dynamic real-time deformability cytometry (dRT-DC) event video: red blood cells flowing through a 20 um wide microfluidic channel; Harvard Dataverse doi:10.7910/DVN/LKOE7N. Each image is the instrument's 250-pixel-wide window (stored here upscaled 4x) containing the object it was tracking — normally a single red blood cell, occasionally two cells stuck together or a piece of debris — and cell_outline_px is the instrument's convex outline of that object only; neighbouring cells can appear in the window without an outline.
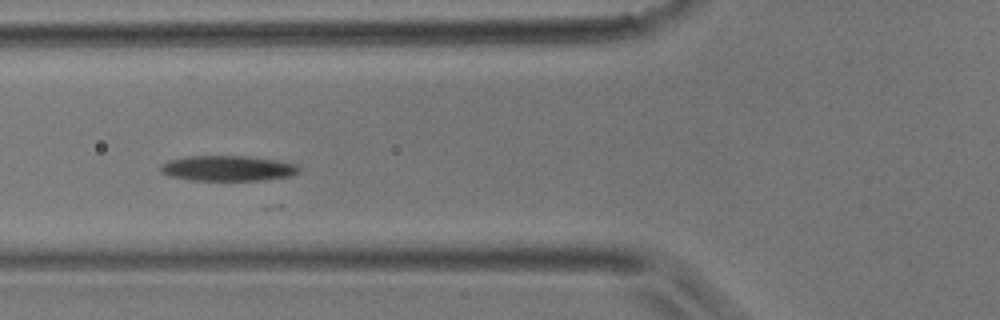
{"species": "common noctule bat (a hibernating species)", "species_latin": "Nyctalus noctula", "temperature_condition": "room temperature", "stored_images_in_passage": 5, "camera_frame_rate_fps": 3000, "um_per_image_px": 0.085, "animal": {"sex": "male", "body_mass_g": 17.9}, "frame": {"image": 1, "passage_image": 5, "time_ms": 1.333, "image_size_px": [1000, 320], "cell_outline_px": [[300, 172], [292, 176], [256, 180], [188, 180], [168, 176], [160, 172], [160, 164], [168, 160], [188, 156], [248, 156], [276, 160], [296, 164], [300, 168]], "centroid_in_image_um": [19.32, 14.3], "position_along_channel_um": 106.5, "area_um2": 20.58}}